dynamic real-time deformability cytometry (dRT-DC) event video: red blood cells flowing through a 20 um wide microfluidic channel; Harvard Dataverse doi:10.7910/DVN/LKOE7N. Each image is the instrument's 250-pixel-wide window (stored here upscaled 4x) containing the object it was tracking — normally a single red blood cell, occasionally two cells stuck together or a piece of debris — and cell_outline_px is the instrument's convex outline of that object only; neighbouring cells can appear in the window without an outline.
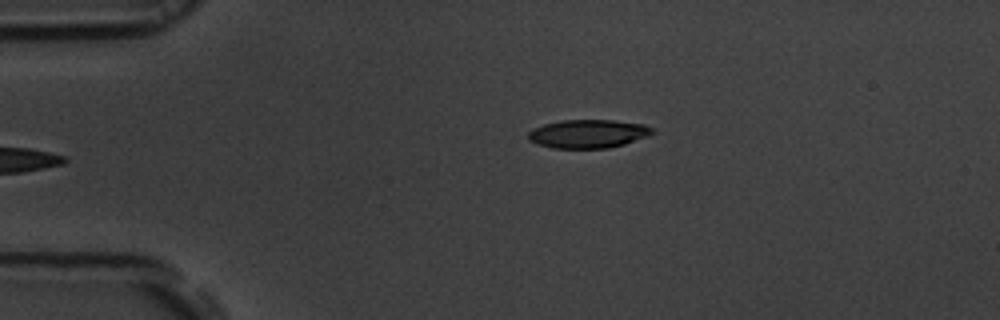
{"species": "common noctule bat (a hibernating species)", "species_latin": "Nyctalus noctula", "temperature_condition": "room temperature", "stored_images_in_passage": 38, "camera_frame_rate_fps": 3000, "um_per_image_px": 0.085, "animal": {"sex": "male", "body_mass_g": 19.5, "forearm_length_mm": 54.6}, "frame": {"image": 1, "passage_image": 1, "time_ms": 0.0, "image_size_px": [1000, 320], "cell_outline_px": [[656, 132], [624, 144], [608, 148], [552, 148], [536, 144], [528, 140], [528, 132], [532, 128], [544, 124], [560, 120], [612, 120], [644, 124], [652, 128]], "centroid_in_image_um": [49.94, 11.37], "position_along_channel_um": 35.1, "area_um2": 20.63}}
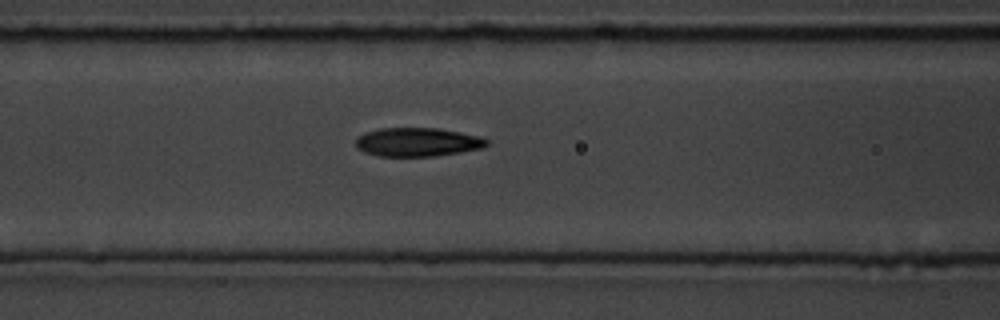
{"frame": {"image": 2, "passage_image": 12, "time_ms": 3.667, "image_size_px": [1000, 320], "cell_outline_px": [[488, 144], [484, 148], [460, 152], [432, 156], [376, 156], [364, 152], [356, 148], [356, 136], [364, 132], [380, 128], [440, 128], [480, 136], [488, 140]], "centroid_in_image_um": [35.46, 12.07], "position_along_channel_um": 131.1, "area_um2": 22.14}}
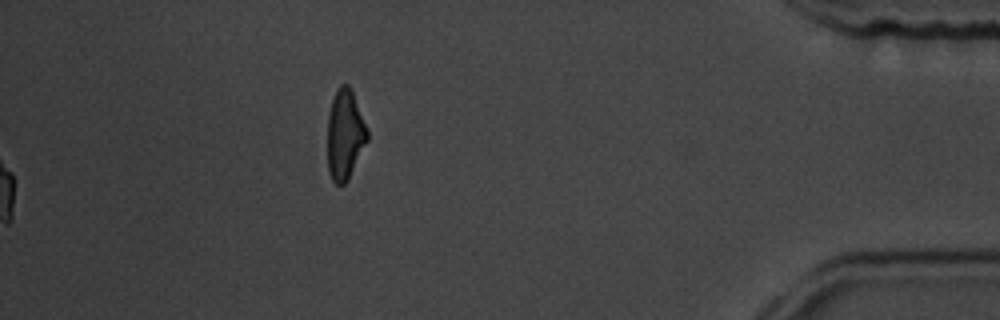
{"frame": {"image": 3, "passage_image": 38, "time_ms": 12.333, "image_size_px": [1000, 320], "cell_outline_px": [[368, 140], [348, 180], [344, 184], [336, 184], [332, 180], [328, 172], [328, 116], [332, 100], [336, 88], [340, 84], [348, 84], [352, 88], [368, 132]], "centroid_in_image_um": [29.32, 11.42], "position_along_channel_um": 405.9, "area_um2": 20.98}, "authors_computed_cell_mechanics": {"area_um2": 21.7039, "velocity_mm_per_s": 3.7333, "shape_relaxation_time_tau1_ms": 4.0207, "shape_relaxation_time_tau2_ms": 2.8531, "deformation_change_tau1": 0.1457, "deformation_change_tau2": 0.0996}}